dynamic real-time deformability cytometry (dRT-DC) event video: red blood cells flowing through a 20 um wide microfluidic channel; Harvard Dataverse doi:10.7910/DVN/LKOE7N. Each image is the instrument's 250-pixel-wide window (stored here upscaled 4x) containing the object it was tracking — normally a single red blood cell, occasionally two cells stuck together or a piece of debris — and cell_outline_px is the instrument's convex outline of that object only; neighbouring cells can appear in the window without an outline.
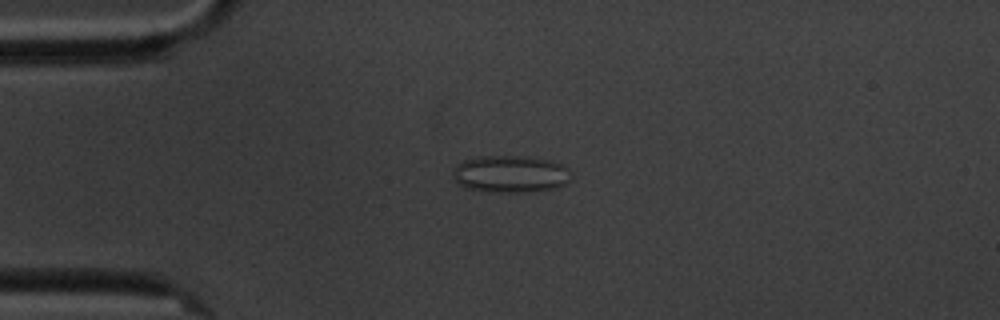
{"species": "common noctule bat (a hibernating species)", "species_latin": "Nyctalus noctula", "temperature_condition": "cold", "stored_images_in_passage": 4, "camera_frame_rate_fps": 3000, "um_per_image_px": 0.085, "animal": {"sex": "male", "body_mass_g": 20.1, "forearm_length_mm": 53.5}, "frame": {"image": 1, "passage_image": 2, "time_ms": 2.0, "image_size_px": [1000, 320], "cell_outline_px": [[568, 180], [564, 184], [556, 188], [528, 192], [492, 192], [464, 188], [452, 176], [456, 164], [464, 160], [480, 156], [516, 156], [552, 160], [568, 168]], "centroid_in_image_um": [43.35, 14.79], "position_along_channel_um": 41.7, "area_um2": 25.43}}
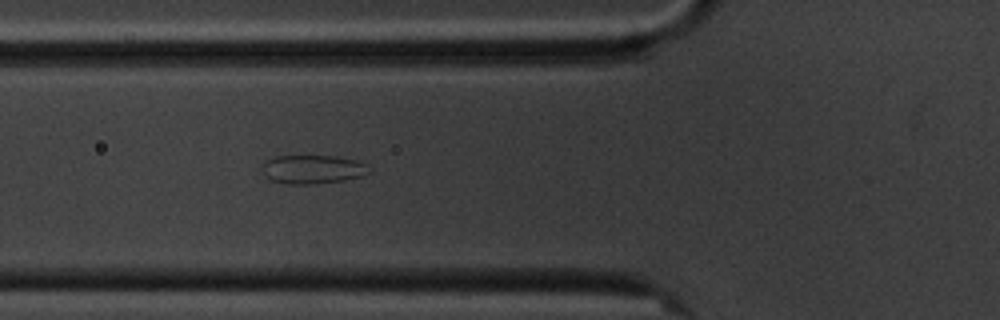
{"frame": {"image": 2, "passage_image": 4, "time_ms": 4.333, "image_size_px": [1000, 320], "cell_outline_px": [[368, 172], [360, 176], [344, 180], [312, 184], [288, 184], [272, 180], [264, 176], [264, 160], [276, 156], [336, 156], [356, 160], [368, 164]], "centroid_in_image_um": [26.57, 14.38], "position_along_channel_um": 99.2, "area_um2": 17.74}}